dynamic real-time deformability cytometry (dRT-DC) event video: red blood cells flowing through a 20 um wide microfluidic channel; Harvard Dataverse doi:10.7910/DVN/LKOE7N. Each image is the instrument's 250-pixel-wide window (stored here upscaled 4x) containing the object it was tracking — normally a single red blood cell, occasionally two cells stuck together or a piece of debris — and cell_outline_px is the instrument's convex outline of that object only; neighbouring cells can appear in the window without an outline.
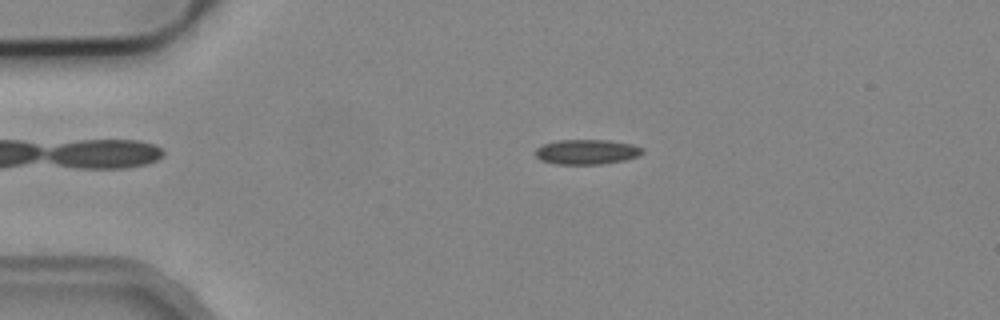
{"species": "common noctule bat (a hibernating species)", "species_latin": "Nyctalus noctula", "temperature_condition": "cold", "stored_images_in_passage": 4, "camera_frame_rate_fps": 3000, "um_per_image_px": 0.085, "animal": {"sex": "male", "body_mass_g": 19.2, "forearm_length_mm": 51.8}, "frame": {"image": 1, "passage_image": 3, "time_ms": 2.333, "image_size_px": [1000, 320], "cell_outline_px": [[644, 152], [636, 156], [624, 160], [600, 164], [556, 164], [540, 160], [536, 156], [536, 148], [544, 144], [556, 140], [608, 140], [632, 144], [644, 148]], "centroid_in_image_um": [49.86, 12.9], "position_along_channel_um": 35.1, "area_um2": 15.49}}